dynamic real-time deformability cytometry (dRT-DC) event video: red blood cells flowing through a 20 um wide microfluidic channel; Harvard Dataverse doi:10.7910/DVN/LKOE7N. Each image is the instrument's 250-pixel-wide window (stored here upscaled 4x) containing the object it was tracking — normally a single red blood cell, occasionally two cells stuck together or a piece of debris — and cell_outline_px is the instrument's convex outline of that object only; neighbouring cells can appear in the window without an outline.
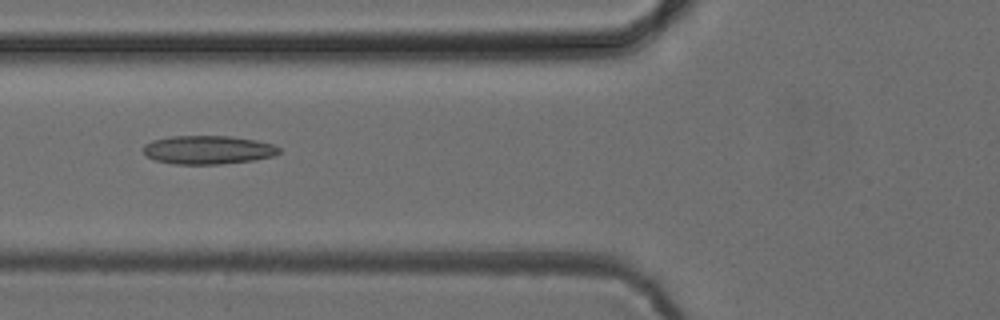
{"species": "common noctule bat (a hibernating species)", "species_latin": "Nyctalus noctula", "temperature_condition": "cold", "stored_images_in_passage": 4, "camera_frame_rate_fps": 3000, "um_per_image_px": 0.085, "animal": {"sex": "female", "body_mass_g": 24.6, "forearm_length_mm": 56.2}, "frame": {"image": 1, "passage_image": 4, "time_ms": 4.333, "image_size_px": [1000, 320], "cell_outline_px": [[280, 152], [276, 156], [256, 160], [220, 164], [176, 164], [156, 160], [148, 156], [144, 152], [144, 144], [152, 140], [172, 136], [232, 136], [256, 140], [272, 144], [280, 148]], "centroid_in_image_um": [17.73, 12.73], "position_along_channel_um": 108.1, "area_um2": 22.66}}